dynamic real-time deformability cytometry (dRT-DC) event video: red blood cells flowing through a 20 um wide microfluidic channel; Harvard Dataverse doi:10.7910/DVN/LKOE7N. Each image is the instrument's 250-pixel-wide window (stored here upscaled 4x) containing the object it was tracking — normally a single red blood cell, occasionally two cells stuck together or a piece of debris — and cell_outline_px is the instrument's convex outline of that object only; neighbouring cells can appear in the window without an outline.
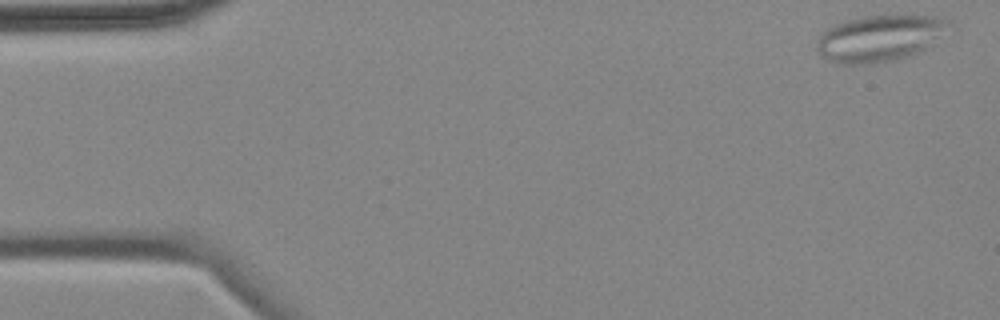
{"species": "common noctule bat (a hibernating species)", "species_latin": "Nyctalus noctula", "temperature_condition": "cold", "stored_images_in_passage": 4, "camera_frame_rate_fps": 3000, "um_per_image_px": 0.085, "animal": {"sex": "female", "body_mass_g": 18.4}, "frame": {"image": 1, "passage_image": 1, "time_ms": 0.0, "image_size_px": [1000, 320], "cell_outline_px": [[956, 28], [924, 48], [908, 56], [896, 60], [868, 64], [836, 64], [820, 56], [816, 48], [816, 40], [820, 32], [844, 20], [864, 16], [936, 16], [952, 24]], "centroid_in_image_um": [74.75, 3.26], "position_along_channel_um": 10.2, "area_um2": 36.07}}
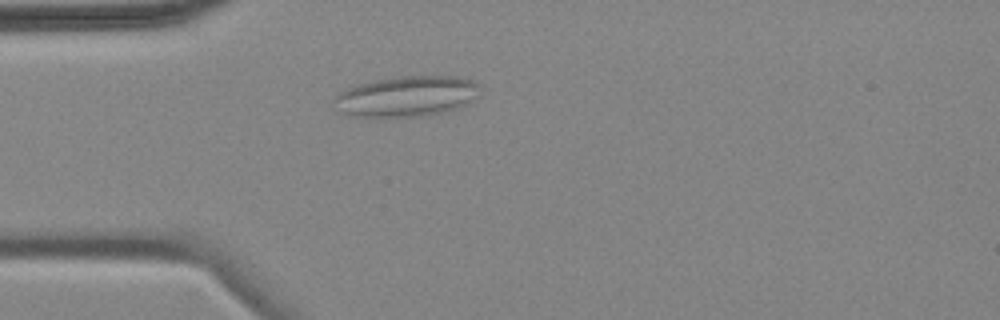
{"frame": {"image": 2, "passage_image": 4, "time_ms": 4.333, "image_size_px": [1000, 320], "cell_outline_px": [[480, 96], [468, 104], [460, 108], [444, 112], [424, 116], [376, 120], [356, 116], [340, 112], [332, 108], [332, 100], [344, 88], [376, 80], [404, 76], [460, 76], [476, 80], [480, 84]], "centroid_in_image_um": [34.57, 8.23], "position_along_channel_um": 50.4, "area_um2": 36.01}}